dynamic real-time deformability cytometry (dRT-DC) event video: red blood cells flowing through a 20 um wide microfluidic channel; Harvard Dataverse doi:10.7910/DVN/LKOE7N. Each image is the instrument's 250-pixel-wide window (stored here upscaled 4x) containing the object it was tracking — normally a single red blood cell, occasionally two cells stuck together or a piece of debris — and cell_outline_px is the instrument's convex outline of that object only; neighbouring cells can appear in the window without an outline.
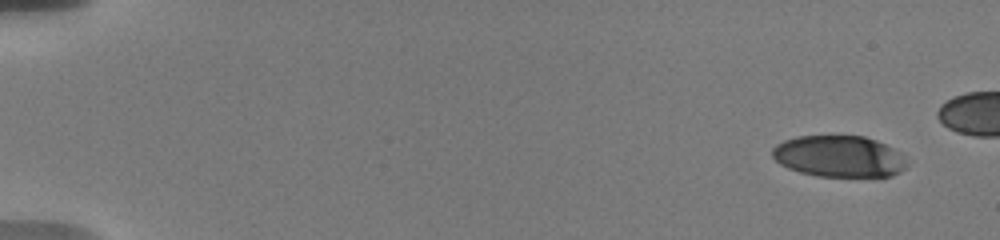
{"species": "human", "species_latin": "Homo sapiens", "temperature_condition": "warm", "stored_images_in_passage": 105, "camera_frame_rate_fps": 3000, "um_per_image_px": 0.085, "donor": {"sex": "male"}, "frame": {"image": 1, "passage_image": 1, "time_ms": 0.0, "image_size_px": [1000, 240], "cell_outline_px": [[908, 164], [900, 172], [892, 176], [816, 176], [800, 172], [788, 168], [780, 164], [772, 156], [772, 148], [776, 144], [784, 140], [796, 136], [864, 136], [876, 140], [892, 148]], "centroid_in_image_um": [71.26, 13.29], "position_along_channel_um": 13.7, "area_um2": 32.25}}
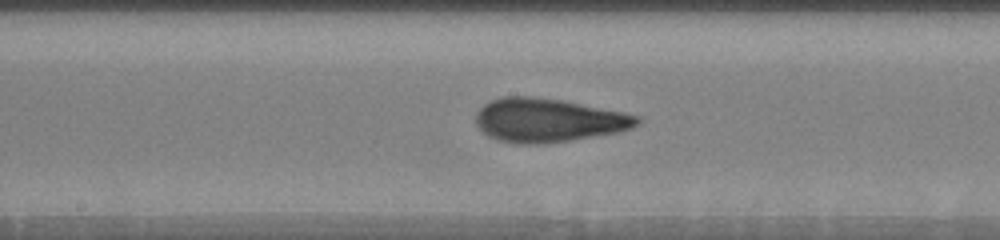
{"frame": {"image": 2, "passage_image": 58, "time_ms": 9.333, "image_size_px": [1000, 240], "cell_outline_px": [[640, 124], [632, 128], [616, 132], [544, 144], [520, 144], [500, 140], [484, 132], [476, 124], [476, 112], [488, 100], [504, 96], [532, 96], [560, 100], [624, 112], [640, 116]], "centroid_in_image_um": [46.59, 10.2], "position_along_channel_um": 201.6, "area_um2": 40.75}}
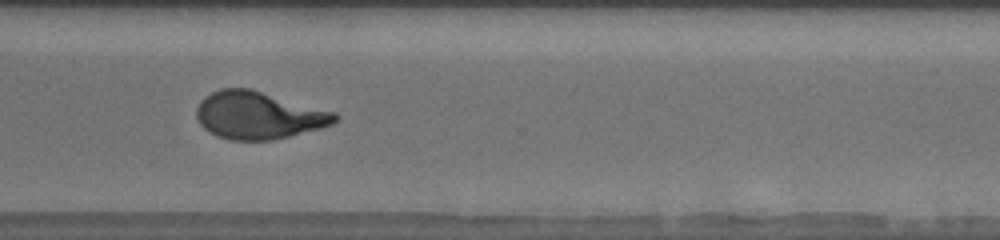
{"frame": {"image": 3, "passage_image": 86, "time_ms": 13.333, "image_size_px": [1000, 240], "cell_outline_px": [[340, 116], [332, 124], [320, 128], [272, 140], [232, 140], [216, 136], [208, 132], [200, 124], [196, 116], [196, 108], [200, 100], [204, 96], [220, 88], [252, 88], [336, 112]], "centroid_in_image_um": [21.95, 9.78], "position_along_channel_um": 348.6, "area_um2": 38.55}}